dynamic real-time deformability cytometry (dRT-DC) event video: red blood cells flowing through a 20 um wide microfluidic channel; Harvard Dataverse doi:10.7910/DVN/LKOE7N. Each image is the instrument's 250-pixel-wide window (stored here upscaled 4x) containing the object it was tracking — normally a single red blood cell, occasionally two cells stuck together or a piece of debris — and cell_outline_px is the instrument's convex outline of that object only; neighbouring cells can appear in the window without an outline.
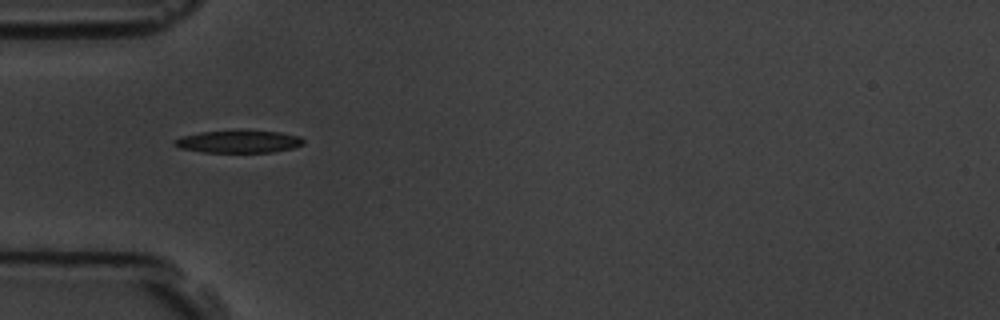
{"species": "common noctule bat (a hibernating species)", "species_latin": "Nyctalus noctula", "temperature_condition": "room temperature", "stored_images_in_passage": 5, "camera_frame_rate_fps": 3000, "um_per_image_px": 0.085, "animal": {"sex": "male", "body_mass_g": 19.5, "forearm_length_mm": 54.6}, "frame": {"image": 1, "passage_image": 4, "time_ms": 4.333, "image_size_px": [1000, 320], "cell_outline_px": [[304, 144], [292, 148], [272, 152], [204, 152], [180, 148], [172, 144], [172, 140], [180, 136], [200, 132], [236, 128], [240, 128], [280, 132], [300, 136], [304, 140]], "centroid_in_image_um": [20.25, 11.99], "position_along_channel_um": 64.7, "area_um2": 17.69}}
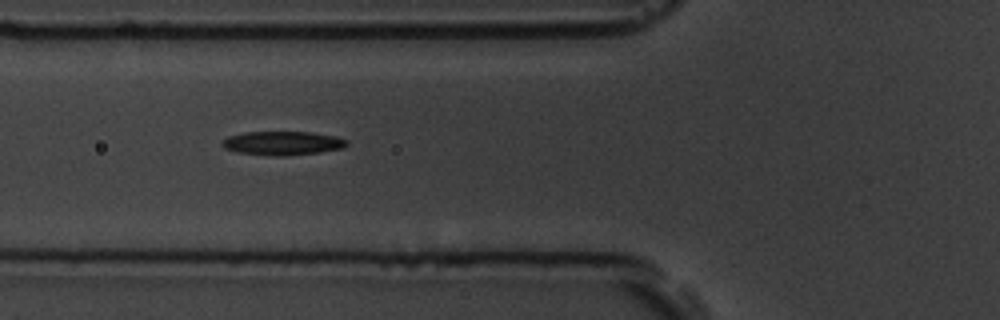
{"frame": {"image": 2, "passage_image": 5, "time_ms": 5.333, "image_size_px": [1000, 320], "cell_outline_px": [[348, 144], [344, 148], [320, 152], [288, 156], [276, 156], [236, 152], [224, 148], [220, 144], [228, 136], [244, 132], [312, 132], [336, 136], [348, 140]], "centroid_in_image_um": [24.04, 12.17], "position_along_channel_um": 101.8, "area_um2": 17.46}}